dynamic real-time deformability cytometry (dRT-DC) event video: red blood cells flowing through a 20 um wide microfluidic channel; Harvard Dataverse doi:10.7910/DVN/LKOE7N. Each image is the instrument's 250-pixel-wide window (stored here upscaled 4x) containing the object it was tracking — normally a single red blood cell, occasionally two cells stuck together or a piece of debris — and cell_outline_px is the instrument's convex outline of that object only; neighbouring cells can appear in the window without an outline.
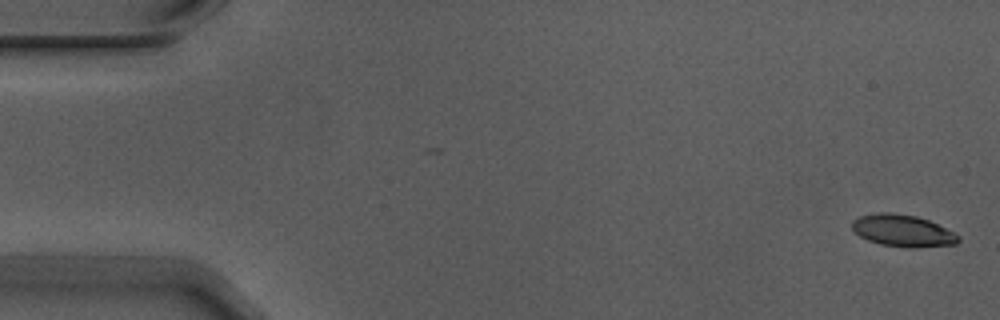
{"species": "Egyptian fruit bat (a non-hibernating species)", "species_latin": "Rousettus aegyptiacus", "temperature_condition": "warm", "stored_images_in_passage": 6, "camera_frame_rate_fps": 3000, "um_per_image_px": 0.085, "animal": {"sex": "male"}, "frame": {"image": 1, "passage_image": 1, "time_ms": 0.0, "image_size_px": [1000, 320], "cell_outline_px": [[960, 240], [956, 244], [916, 248], [904, 248], [880, 244], [868, 240], [860, 236], [852, 228], [852, 220], [860, 216], [876, 212], [892, 212], [916, 216], [928, 220], [956, 232], [960, 236]], "centroid_in_image_um": [76.76, 19.61], "position_along_channel_um": 8.2, "area_um2": 20.06}}
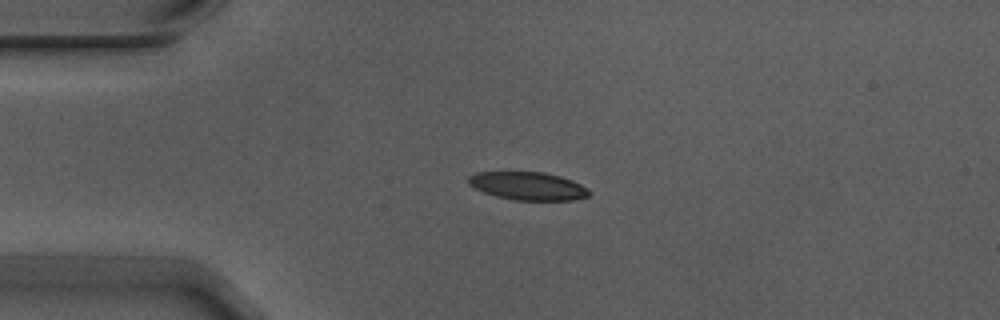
{"frame": {"image": 2, "passage_image": 4, "time_ms": 1.0, "image_size_px": [1000, 320], "cell_outline_px": [[592, 192], [588, 196], [572, 200], [512, 200], [496, 196], [484, 192], [468, 184], [468, 176], [476, 172], [544, 172], [560, 176], [572, 180], [588, 188]], "centroid_in_image_um": [44.88, 15.81], "position_along_channel_um": 40.1, "area_um2": 19.77}}